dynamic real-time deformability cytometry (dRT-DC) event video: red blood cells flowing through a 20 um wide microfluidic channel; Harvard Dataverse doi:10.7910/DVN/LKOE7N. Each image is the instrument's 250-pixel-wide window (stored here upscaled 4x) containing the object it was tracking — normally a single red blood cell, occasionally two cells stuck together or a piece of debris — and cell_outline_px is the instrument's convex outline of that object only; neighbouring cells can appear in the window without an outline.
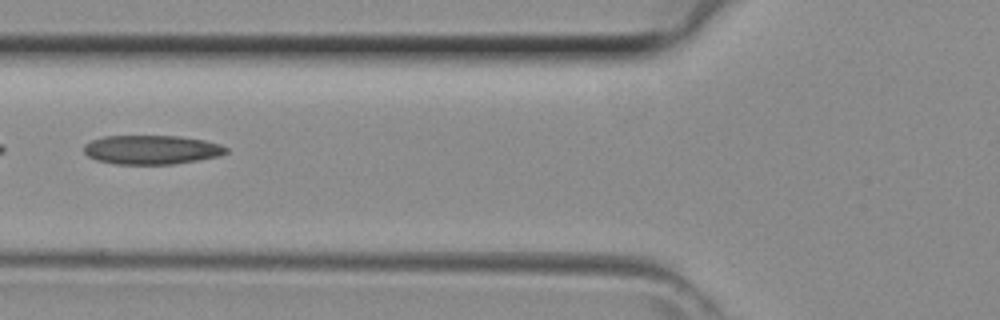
{"species": "common noctule bat (a hibernating species)", "species_latin": "Nyctalus noctula", "temperature_condition": "room temperature", "stored_images_in_passage": 21, "camera_frame_rate_fps": 3000, "um_per_image_px": 0.085, "animal": {"sex": "female", "body_mass_g": 29.2, "forearm_length_mm": 56.3}, "frame": {"image": 1, "passage_image": 7, "time_ms": 2.0, "image_size_px": [1000, 320], "cell_outline_px": [[228, 152], [220, 156], [200, 160], [172, 164], [116, 164], [96, 160], [88, 156], [84, 152], [84, 144], [92, 140], [104, 136], [180, 136], [204, 140], [220, 144], [228, 148]], "centroid_in_image_um": [12.9, 12.73], "position_along_channel_um": 112.9, "area_um2": 24.22}}
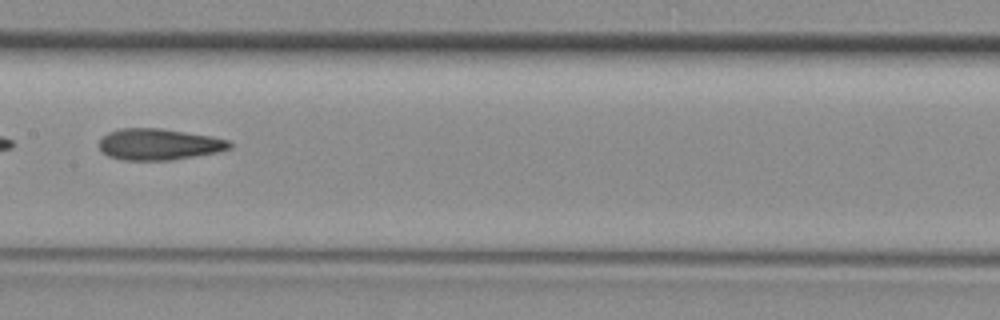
{"frame": {"image": 2, "passage_image": 12, "time_ms": 3.667, "image_size_px": [1000, 320], "cell_outline_px": [[232, 148], [216, 152], [168, 160], [124, 160], [108, 156], [100, 148], [100, 140], [108, 132], [120, 128], [160, 128], [212, 136], [228, 140], [232, 144]], "centroid_in_image_um": [13.51, 12.26], "position_along_channel_um": 193.9, "area_um2": 23.58}}